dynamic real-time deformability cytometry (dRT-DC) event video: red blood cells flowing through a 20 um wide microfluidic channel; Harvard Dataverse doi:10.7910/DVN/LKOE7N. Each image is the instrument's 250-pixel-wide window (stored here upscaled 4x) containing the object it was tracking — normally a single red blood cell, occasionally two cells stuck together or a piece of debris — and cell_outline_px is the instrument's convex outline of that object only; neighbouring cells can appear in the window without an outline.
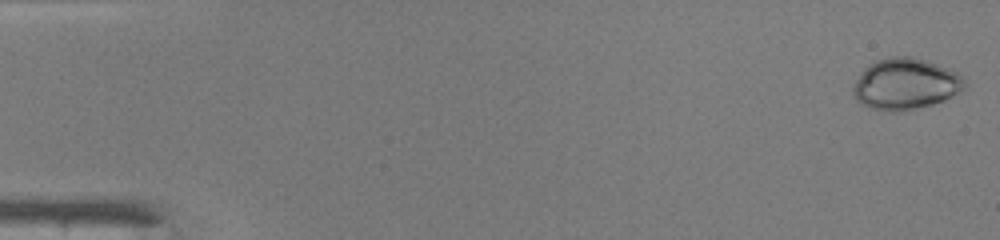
{"species": "common noctule bat (a hibernating species)", "species_latin": "Nyctalus noctula", "temperature_condition": "warm", "stored_images_in_passage": 9, "camera_frame_rate_fps": 3000, "um_per_image_px": 0.085, "animal": {"sex": "male", "body_mass_g": 19.0, "forearm_length_mm": 50.8}, "frame": {"image": 1, "passage_image": 1, "time_ms": 0.0, "image_size_px": [1000, 240], "cell_outline_px": [[964, 88], [944, 100], [932, 104], [916, 108], [896, 112], [892, 112], [872, 108], [860, 104], [852, 96], [852, 88], [860, 72], [868, 64], [876, 60], [888, 56], [912, 56], [936, 64], [956, 72], [964, 80]], "centroid_in_image_um": [76.89, 7.13], "position_along_channel_um": 8.1, "area_um2": 33.18}}